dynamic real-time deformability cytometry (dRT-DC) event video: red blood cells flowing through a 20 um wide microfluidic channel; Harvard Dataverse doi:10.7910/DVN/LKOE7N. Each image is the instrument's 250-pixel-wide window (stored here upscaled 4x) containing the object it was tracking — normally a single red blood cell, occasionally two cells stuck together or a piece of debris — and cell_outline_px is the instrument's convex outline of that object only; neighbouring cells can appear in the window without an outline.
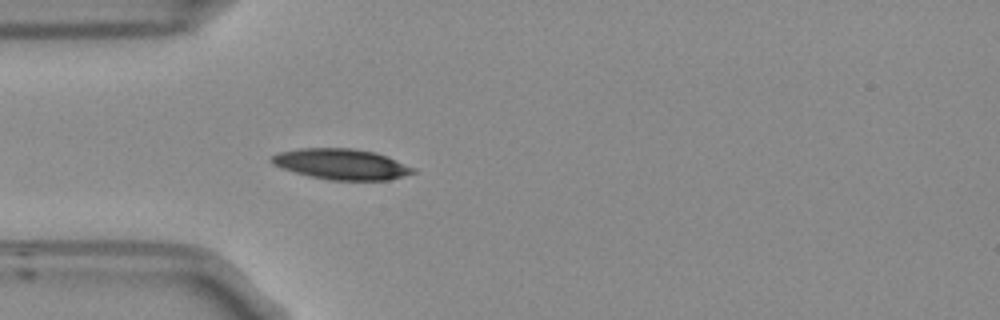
{"species": "Egyptian fruit bat (a non-hibernating species)", "species_latin": "Rousettus aegyptiacus", "temperature_condition": "room temperature", "stored_images_in_passage": 19, "camera_frame_rate_fps": 3000, "um_per_image_px": 0.085, "frame": {"image": 1, "passage_image": 6, "time_ms": 1.667, "image_size_px": [1000, 320], "cell_outline_px": [[416, 172], [404, 176], [388, 180], [328, 180], [308, 176], [272, 164], [272, 156], [280, 152], [300, 148], [352, 148], [376, 152], [388, 156], [416, 168]], "centroid_in_image_um": [29.08, 13.95], "position_along_channel_um": 55.9, "area_um2": 25.32}}